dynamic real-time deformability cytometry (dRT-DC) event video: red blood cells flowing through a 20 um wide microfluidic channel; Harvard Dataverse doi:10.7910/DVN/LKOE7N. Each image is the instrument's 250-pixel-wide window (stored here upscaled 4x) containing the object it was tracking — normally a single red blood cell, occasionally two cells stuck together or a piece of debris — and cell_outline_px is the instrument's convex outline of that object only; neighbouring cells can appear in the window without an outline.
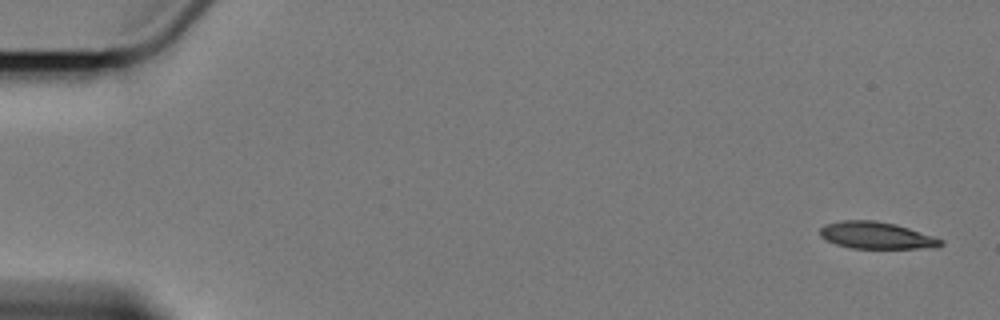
{"species": "Egyptian fruit bat (a non-hibernating species)", "species_latin": "Rousettus aegyptiacus", "temperature_condition": "cold", "stored_images_in_passage": 6, "camera_frame_rate_fps": 3000, "um_per_image_px": 0.085, "animal": {"sex": "female"}, "frame": {"image": 1, "passage_image": 1, "time_ms": 0.0, "image_size_px": [1000, 320], "cell_outline_px": [[944, 244], [936, 248], [848, 248], [824, 240], [820, 236], [820, 228], [824, 224], [844, 220], [876, 220], [896, 224], [944, 240]], "centroid_in_image_um": [74.47, 20.01], "position_along_channel_um": 10.5, "area_um2": 19.07}}
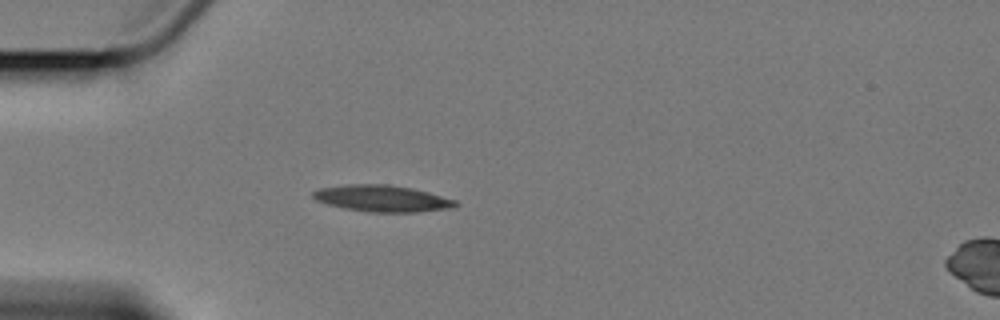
{"frame": {"image": 2, "passage_image": 5, "time_ms": 5.0, "image_size_px": [1000, 320], "cell_outline_px": [[460, 204], [456, 208], [416, 212], [368, 212], [344, 208], [328, 204], [316, 200], [312, 196], [312, 192], [320, 188], [348, 184], [388, 184], [412, 188], [428, 192], [456, 200]], "centroid_in_image_um": [32.53, 16.87], "position_along_channel_um": 52.5, "area_um2": 22.14}}